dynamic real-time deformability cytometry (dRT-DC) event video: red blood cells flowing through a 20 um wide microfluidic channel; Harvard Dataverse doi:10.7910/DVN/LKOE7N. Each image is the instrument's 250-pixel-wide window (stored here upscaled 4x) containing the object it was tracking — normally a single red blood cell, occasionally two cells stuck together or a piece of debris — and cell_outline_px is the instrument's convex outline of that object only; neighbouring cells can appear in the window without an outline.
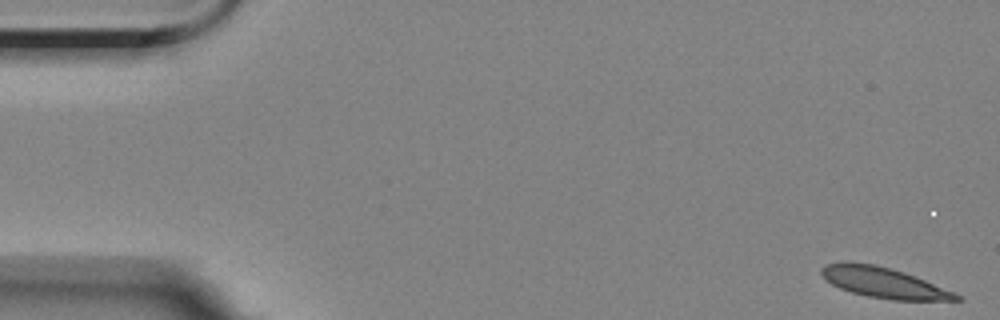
{"species": "Egyptian fruit bat (a non-hibernating species)", "species_latin": "Rousettus aegyptiacus", "temperature_condition": "room temperature", "stored_images_in_passage": 4, "camera_frame_rate_fps": 3000, "um_per_image_px": 0.085, "animal": {"sex": "female"}, "frame": {"image": 1, "passage_image": 1, "time_ms": 0.0, "image_size_px": [1000, 320], "cell_outline_px": [[964, 300], [892, 300], [868, 296], [852, 292], [840, 288], [832, 284], [820, 272], [820, 268], [828, 264], [848, 260], [876, 264], [904, 272], [916, 276], [956, 292]], "centroid_in_image_um": [75.14, 24.0], "position_along_channel_um": 9.9, "area_um2": 24.1}}